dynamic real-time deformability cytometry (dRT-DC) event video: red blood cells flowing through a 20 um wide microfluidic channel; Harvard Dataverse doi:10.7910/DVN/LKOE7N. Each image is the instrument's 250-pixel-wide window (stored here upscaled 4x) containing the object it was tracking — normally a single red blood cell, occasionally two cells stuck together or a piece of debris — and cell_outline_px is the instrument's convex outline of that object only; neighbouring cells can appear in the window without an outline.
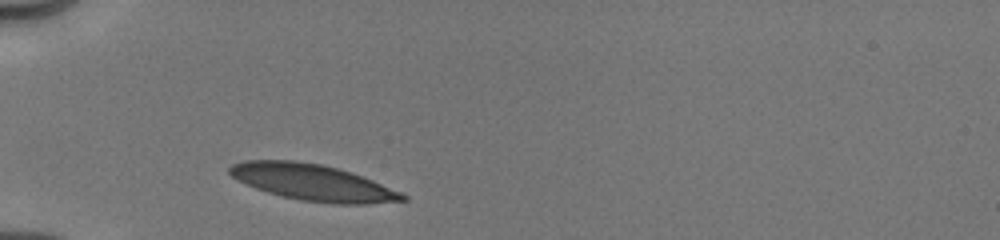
{"species": "human", "species_latin": "Homo sapiens", "temperature_condition": "cold", "stored_images_in_passage": 7, "camera_frame_rate_fps": 3000, "um_per_image_px": 0.085, "donor": {"sex": "male"}, "frame": {"image": 1, "passage_image": 1, "time_ms": 0.0, "image_size_px": [1000, 240], "cell_outline_px": [[408, 200], [368, 204], [332, 204], [300, 200], [268, 192], [256, 188], [232, 176], [228, 172], [228, 168], [232, 164], [244, 160], [296, 160], [320, 164], [336, 168], [372, 180], [400, 192], [408, 196]], "centroid_in_image_um": [26.58, 15.51], "position_along_channel_um": 58.4, "area_um2": 36.18}}
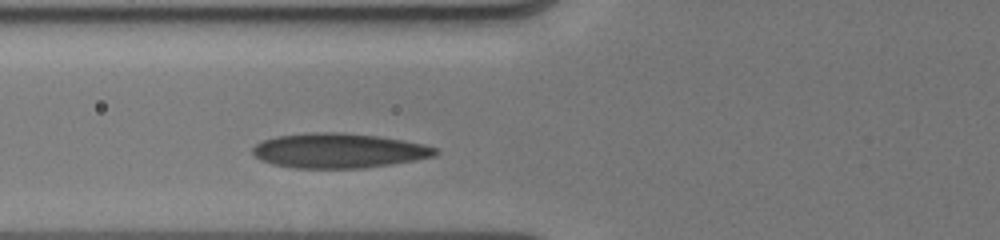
{"frame": {"image": 2, "passage_image": 4, "time_ms": 1.333, "image_size_px": [1000, 240], "cell_outline_px": [[440, 152], [436, 156], [388, 164], [360, 168], [296, 168], [272, 164], [260, 160], [252, 152], [252, 148], [256, 144], [264, 140], [276, 136], [308, 132], [344, 132], [376, 136], [404, 140], [424, 144], [436, 148]], "centroid_in_image_um": [28.77, 12.79], "position_along_channel_um": 97.0, "area_um2": 36.93}}
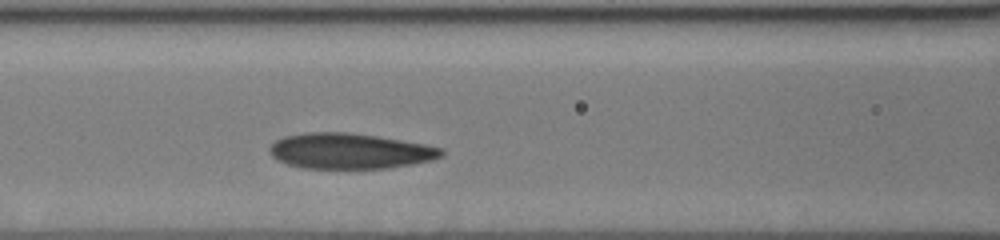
{"frame": {"image": 3, "passage_image": 7, "time_ms": 2.333, "image_size_px": [1000, 240], "cell_outline_px": [[444, 156], [432, 160], [412, 164], [384, 168], [304, 168], [288, 164], [276, 160], [268, 152], [268, 148], [276, 140], [284, 136], [304, 132], [348, 132], [376, 136], [424, 144], [444, 148]], "centroid_in_image_um": [29.71, 12.83], "position_along_channel_um": 136.9, "area_um2": 35.66}}